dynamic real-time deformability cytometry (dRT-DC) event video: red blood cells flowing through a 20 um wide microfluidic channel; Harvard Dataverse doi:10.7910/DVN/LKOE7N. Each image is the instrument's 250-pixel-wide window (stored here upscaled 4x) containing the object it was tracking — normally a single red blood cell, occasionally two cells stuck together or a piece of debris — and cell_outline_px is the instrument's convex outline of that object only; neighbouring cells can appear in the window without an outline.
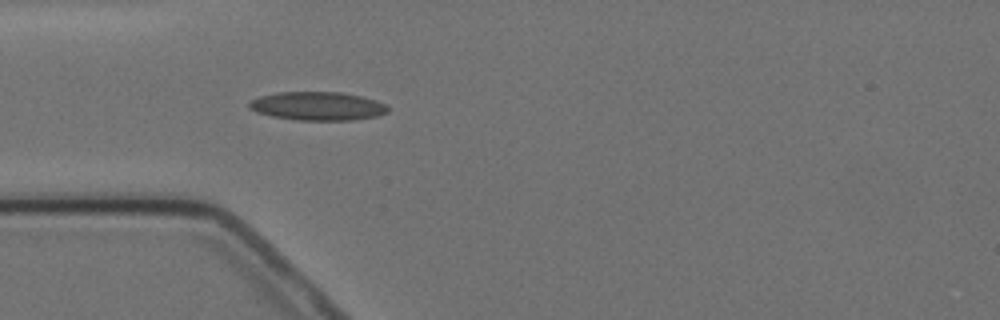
{"species": "Egyptian fruit bat (a non-hibernating species)", "species_latin": "Rousettus aegyptiacus", "temperature_condition": "cold", "stored_images_in_passage": 5, "camera_frame_rate_fps": 3000, "um_per_image_px": 0.085, "animal": {"sex": "female"}, "frame": {"image": 1, "passage_image": 5, "time_ms": 4.667, "image_size_px": [1000, 320], "cell_outline_px": [[388, 112], [376, 116], [352, 120], [296, 120], [272, 116], [256, 112], [248, 108], [248, 100], [260, 96], [276, 92], [344, 92], [376, 100], [384, 104], [388, 108]], "centroid_in_image_um": [26.95, 9.01], "position_along_channel_um": 58.1, "area_um2": 23.18}}